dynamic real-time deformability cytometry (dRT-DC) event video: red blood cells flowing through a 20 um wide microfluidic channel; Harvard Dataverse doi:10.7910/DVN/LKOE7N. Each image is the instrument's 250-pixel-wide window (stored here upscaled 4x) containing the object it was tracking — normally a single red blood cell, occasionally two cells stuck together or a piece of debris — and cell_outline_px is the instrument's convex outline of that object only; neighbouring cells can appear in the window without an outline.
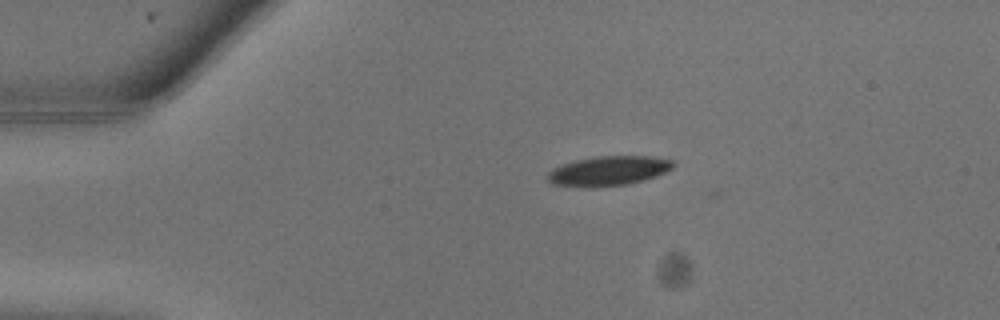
{"species": "common noctule bat (a hibernating species)", "species_latin": "Nyctalus noctula", "temperature_condition": "warm", "stored_images_in_passage": 6, "camera_frame_rate_fps": 3000, "um_per_image_px": 0.085, "animal": {"sex": "male", "body_mass_g": 13.3}, "frame": {"image": 1, "passage_image": 2, "time_ms": 0.333, "image_size_px": [1000, 320], "cell_outline_px": [[676, 164], [672, 168], [656, 176], [644, 180], [628, 184], [592, 188], [588, 188], [552, 184], [548, 180], [548, 172], [552, 168], [576, 160], [596, 156], [652, 156], [672, 160]], "centroid_in_image_um": [51.72, 14.53], "position_along_channel_um": 33.3, "area_um2": 21.79}}
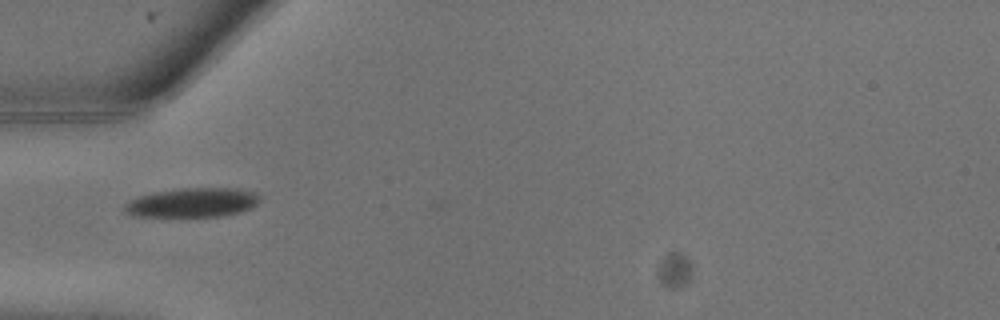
{"frame": {"image": 2, "passage_image": 5, "time_ms": 1.333, "image_size_px": [1000, 320], "cell_outline_px": [[260, 200], [252, 208], [240, 212], [220, 216], [132, 216], [124, 212], [124, 204], [140, 196], [152, 192], [180, 188], [236, 188], [256, 192], [260, 196]], "centroid_in_image_um": [16.38, 17.21], "position_along_channel_um": 68.6, "area_um2": 23.12}}